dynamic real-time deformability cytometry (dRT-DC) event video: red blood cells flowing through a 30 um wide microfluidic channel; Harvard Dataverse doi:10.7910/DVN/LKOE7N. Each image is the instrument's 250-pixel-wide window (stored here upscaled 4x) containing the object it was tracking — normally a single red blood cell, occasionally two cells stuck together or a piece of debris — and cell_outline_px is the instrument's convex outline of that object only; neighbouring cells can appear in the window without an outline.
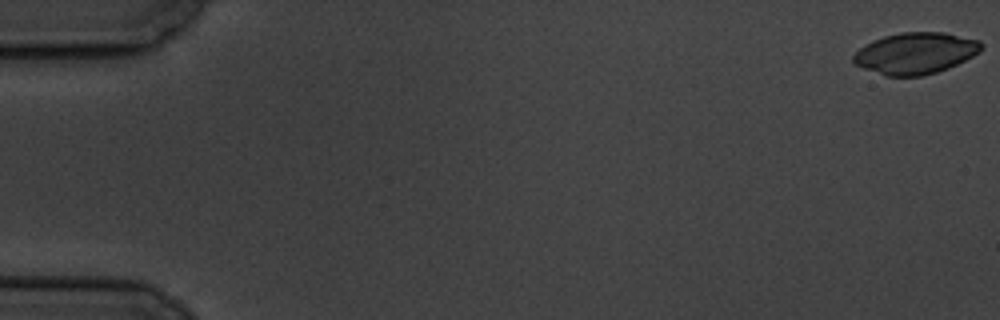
{"species": "common noctule bat (a hibernating species)", "species_latin": "Nyctalus noctula", "temperature_condition": "cold", "stored_images_in_passage": 6, "camera_frame_rate_fps": 3000, "um_per_image_px": 0.085, "animal": {"sex": "male", "body_mass_g": 19.5, "forearm_length_mm": 54.6}, "frame": {"image": 1, "passage_image": 1, "time_ms": 0.0, "image_size_px": [1000, 320], "cell_outline_px": [[984, 48], [980, 52], [948, 68], [936, 72], [920, 76], [884, 76], [864, 68], [856, 64], [852, 60], [852, 56], [864, 44], [872, 40], [884, 36], [900, 32], [944, 32], [980, 40], [984, 44]], "centroid_in_image_um": [77.82, 4.51], "position_along_channel_um": 7.2, "area_um2": 30.98}}